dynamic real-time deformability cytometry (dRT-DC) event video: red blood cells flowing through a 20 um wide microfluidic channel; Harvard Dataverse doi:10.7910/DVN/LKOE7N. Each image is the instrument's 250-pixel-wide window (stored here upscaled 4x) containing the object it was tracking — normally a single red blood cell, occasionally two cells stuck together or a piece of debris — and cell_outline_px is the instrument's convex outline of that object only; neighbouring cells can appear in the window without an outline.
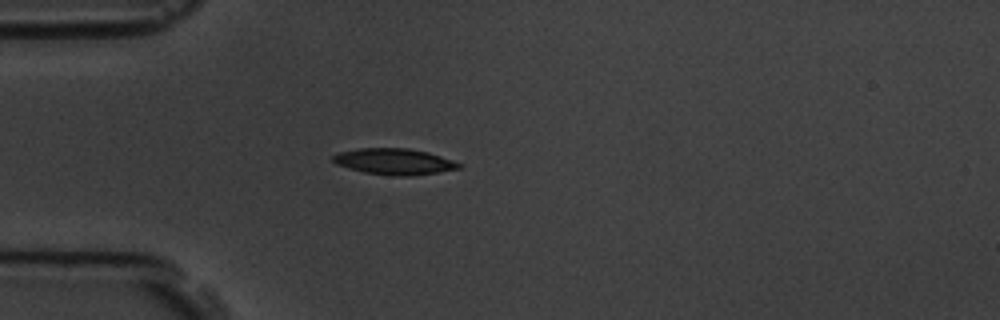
{"species": "common noctule bat (a hibernating species)", "species_latin": "Nyctalus noctula", "temperature_condition": "room temperature", "stored_images_in_passage": 5, "camera_frame_rate_fps": 3000, "um_per_image_px": 0.085, "animal": {"sex": "male", "body_mass_g": 19.5, "forearm_length_mm": 54.6}, "frame": {"image": 1, "passage_image": 3, "time_ms": 2.667, "image_size_px": [1000, 320], "cell_outline_px": [[464, 164], [460, 168], [440, 172], [408, 176], [392, 176], [364, 172], [336, 164], [332, 160], [332, 156], [336, 152], [360, 148], [408, 148], [428, 152]], "centroid_in_image_um": [33.51, 13.73], "position_along_channel_um": 51.5, "area_um2": 19.25}}
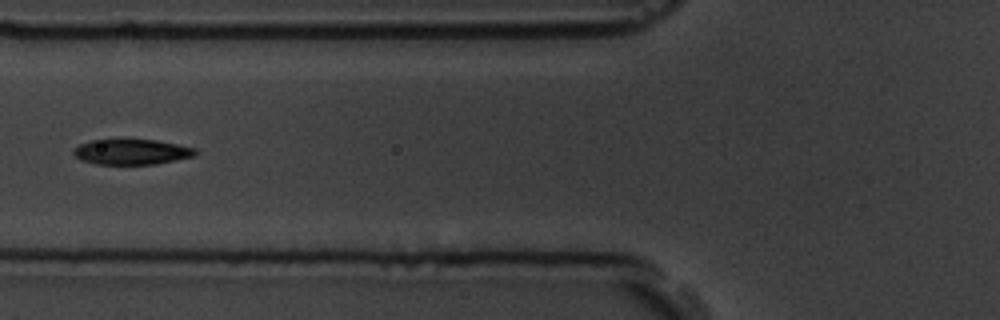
{"frame": {"image": 2, "passage_image": 5, "time_ms": 4.667, "image_size_px": [1000, 320], "cell_outline_px": [[196, 156], [156, 164], [96, 164], [80, 160], [72, 152], [80, 144], [92, 140], [156, 140], [196, 148]], "centroid_in_image_um": [11.21, 12.92], "position_along_channel_um": 114.6, "area_um2": 17.86}}